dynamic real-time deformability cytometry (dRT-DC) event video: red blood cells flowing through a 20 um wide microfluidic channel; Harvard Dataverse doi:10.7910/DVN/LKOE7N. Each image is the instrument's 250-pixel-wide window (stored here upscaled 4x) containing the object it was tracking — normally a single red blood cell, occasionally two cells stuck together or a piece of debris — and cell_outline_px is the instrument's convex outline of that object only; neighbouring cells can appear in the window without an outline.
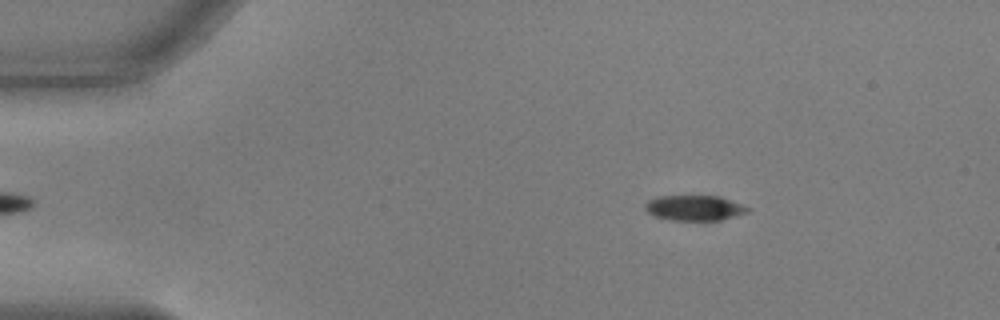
{"species": "common noctule bat (a hibernating species)", "species_latin": "Nyctalus noctula", "temperature_condition": "warm", "stored_images_in_passage": 50, "camera_frame_rate_fps": 3000, "um_per_image_px": 0.085, "animal": {"sex": "male", "body_mass_g": 17.9, "forearm_length_mm": 54.2}, "frame": {"image": 1, "passage_image": 4, "time_ms": 1.0, "image_size_px": [1000, 320], "cell_outline_px": [[748, 212], [720, 220], [672, 220], [656, 216], [648, 212], [644, 208], [644, 204], [648, 200], [656, 196], [720, 196], [740, 204], [748, 208]], "centroid_in_image_um": [58.98, 17.66], "position_along_channel_um": 26.0, "area_um2": 14.91}}
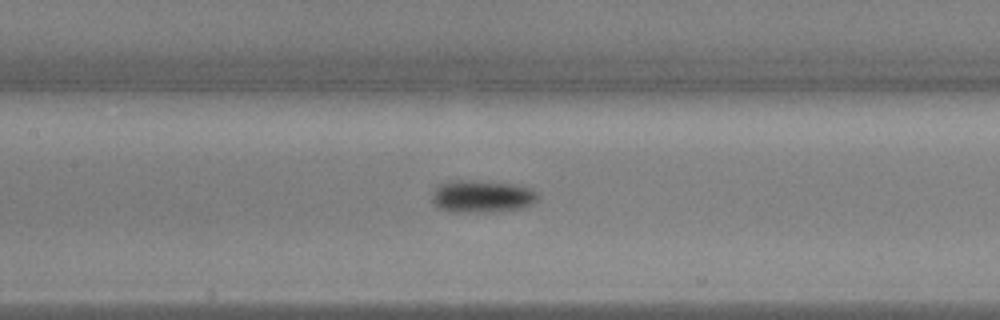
{"frame": {"image": 2, "passage_image": 21, "time_ms": 6.667, "image_size_px": [1000, 320], "cell_outline_px": [[540, 196], [532, 204], [516, 208], [492, 212], [456, 212], [440, 208], [432, 200], [432, 192], [440, 184], [448, 180], [468, 180], [512, 184], [528, 188], [536, 192]], "centroid_in_image_um": [40.93, 16.68], "position_along_channel_um": 166.5, "area_um2": 19.65}}
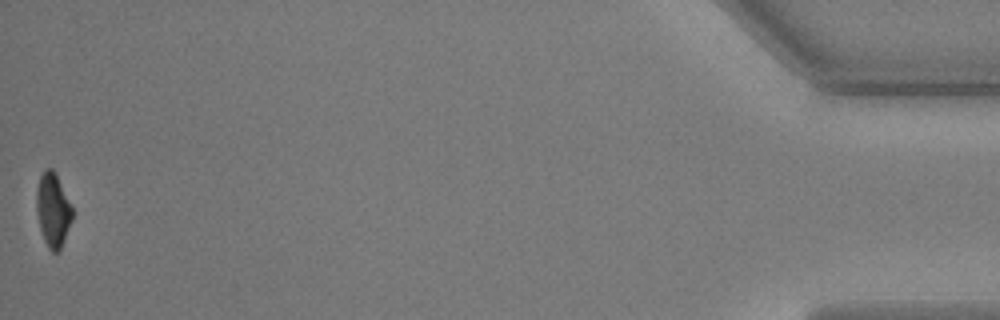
{"frame": {"image": 3, "passage_image": 50, "time_ms": 16.333, "image_size_px": [1000, 320], "cell_outline_px": [[72, 220], [60, 252], [52, 252], [48, 248], [44, 240], [40, 228], [36, 208], [36, 192], [40, 176], [44, 168], [52, 168], [56, 172], [72, 208]], "centroid_in_image_um": [4.5, 17.85], "position_along_channel_um": 430.7, "area_um2": 15.49}, "authors_computed_cell_mechanics": {"area_um2": 17.0221, "velocity_mm_per_s": 3.6924, "shape_relaxation_time_tau1_ms": 2.7609, "shape_relaxation_time_tau2_ms": null, "deformation_change_tau1": 0.1352, "deformation_change_tau2": null}}